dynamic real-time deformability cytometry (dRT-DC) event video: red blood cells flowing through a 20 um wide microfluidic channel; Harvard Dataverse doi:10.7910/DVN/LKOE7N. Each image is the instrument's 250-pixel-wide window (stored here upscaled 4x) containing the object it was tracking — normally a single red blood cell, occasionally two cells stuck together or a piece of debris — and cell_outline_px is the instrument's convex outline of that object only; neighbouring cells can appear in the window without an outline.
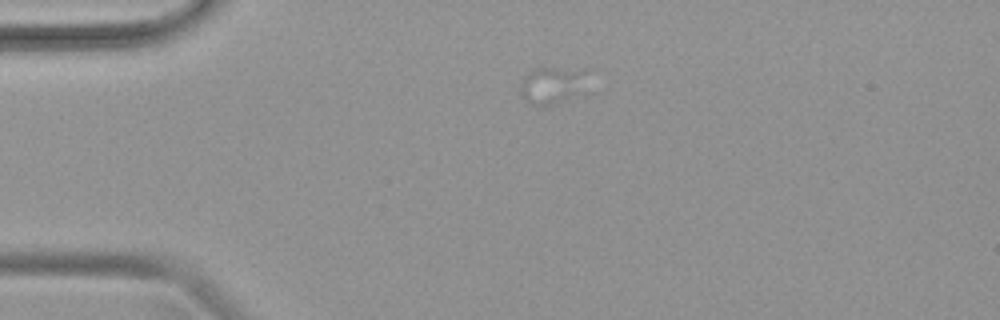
{"species": "common noctule bat (a hibernating species)", "species_latin": "Nyctalus noctula", "temperature_condition": "warm", "stored_images_in_passage": 4, "camera_frame_rate_fps": 3000, "um_per_image_px": 0.085, "animal": {"sex": "female", "body_mass_g": 19.9}, "frame": {"image": 1, "passage_image": 1, "time_ms": 0.0, "image_size_px": [1000, 320], "cell_outline_px": [[592, 68], [572, 92], [556, 104], [532, 104], [520, 92], [520, 84], [532, 72], [540, 68]], "centroid_in_image_um": [46.89, 7.17], "position_along_channel_um": 38.1, "area_um2": 13.06}}